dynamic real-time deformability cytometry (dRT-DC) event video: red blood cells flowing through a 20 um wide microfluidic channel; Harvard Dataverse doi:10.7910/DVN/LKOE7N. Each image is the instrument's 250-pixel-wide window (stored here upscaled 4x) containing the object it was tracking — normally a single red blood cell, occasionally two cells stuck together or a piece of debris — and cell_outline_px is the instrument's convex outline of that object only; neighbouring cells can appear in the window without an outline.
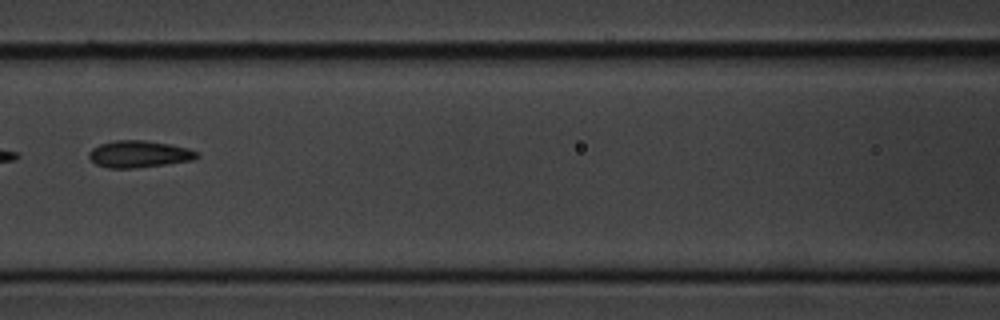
{"species": "common noctule bat (a hibernating species)", "species_latin": "Nyctalus noctula", "temperature_condition": "cold", "stored_images_in_passage": 8, "camera_frame_rate_fps": 3000, "um_per_image_px": 0.085, "animal": {"sex": "male", "body_mass_g": 20.1, "forearm_length_mm": 53.5}, "frame": {"image": 1, "passage_image": 8, "time_ms": 8.0, "image_size_px": [1000, 320], "cell_outline_px": [[200, 156], [196, 160], [132, 168], [108, 168], [96, 164], [88, 156], [88, 152], [92, 148], [100, 144], [112, 140], [144, 140], [168, 144], [188, 148], [200, 152]], "centroid_in_image_um": [11.84, 13.09], "position_along_channel_um": 154.8, "area_um2": 16.99}}